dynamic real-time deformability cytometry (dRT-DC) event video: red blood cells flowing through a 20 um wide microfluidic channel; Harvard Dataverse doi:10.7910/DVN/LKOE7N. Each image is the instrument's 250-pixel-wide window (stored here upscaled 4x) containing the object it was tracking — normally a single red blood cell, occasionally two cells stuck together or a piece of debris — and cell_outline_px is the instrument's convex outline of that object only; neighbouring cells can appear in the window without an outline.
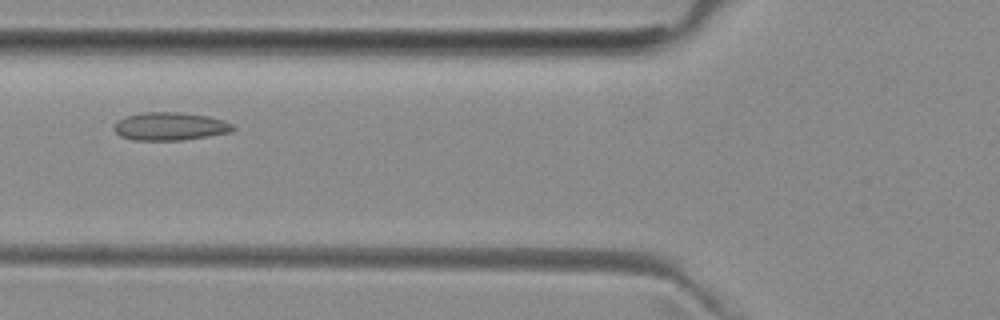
{"species": "common noctule bat (a hibernating species)", "species_latin": "Nyctalus noctula", "temperature_condition": "room temperature", "stored_images_in_passage": 3, "camera_frame_rate_fps": 3000, "um_per_image_px": 0.085, "animal": {"sex": "female", "body_mass_g": 29.2, "forearm_length_mm": 56.3}, "frame": {"image": 1, "passage_image": 3, "time_ms": 2.333, "image_size_px": [1000, 320], "cell_outline_px": [[236, 128], [232, 132], [184, 140], [132, 140], [120, 136], [112, 128], [112, 124], [116, 120], [128, 116], [144, 112], [180, 112], [208, 116], [224, 120], [232, 124]], "centroid_in_image_um": [14.44, 10.74], "position_along_channel_um": 111.4, "area_um2": 19.65}}